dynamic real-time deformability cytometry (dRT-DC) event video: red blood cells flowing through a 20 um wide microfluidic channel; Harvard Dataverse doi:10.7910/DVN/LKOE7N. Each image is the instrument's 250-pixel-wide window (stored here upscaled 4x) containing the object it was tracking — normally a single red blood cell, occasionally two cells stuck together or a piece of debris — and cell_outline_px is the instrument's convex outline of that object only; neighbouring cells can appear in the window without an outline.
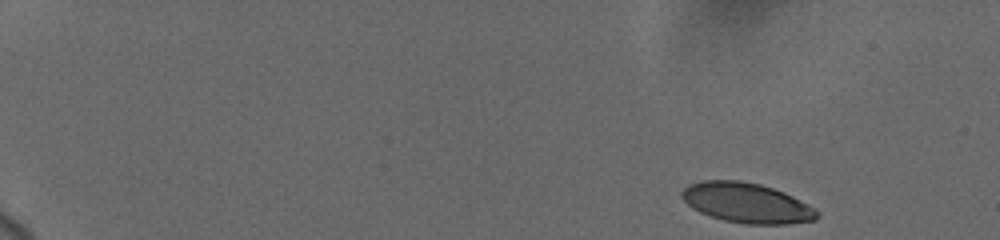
{"species": "human", "species_latin": "Homo sapiens", "temperature_condition": "cold", "stored_images_in_passage": 17, "camera_frame_rate_fps": 3000, "um_per_image_px": 0.085, "donor": {"sex": "female"}, "frame": {"image": 1, "passage_image": 1, "time_ms": 0.0, "image_size_px": [1000, 240], "cell_outline_px": [[820, 216], [816, 220], [788, 224], [748, 224], [724, 220], [700, 212], [692, 208], [680, 196], [680, 192], [688, 184], [700, 180], [740, 180], [760, 184], [784, 192], [792, 196], [820, 212]], "centroid_in_image_um": [63.45, 17.24], "position_along_channel_um": 21.5, "area_um2": 31.5}}
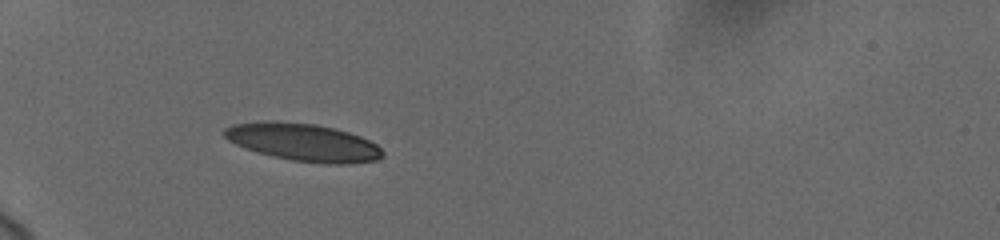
{"frame": {"image": 2, "passage_image": 16, "time_ms": 4.667, "image_size_px": [1000, 240], "cell_outline_px": [[384, 156], [376, 160], [348, 164], [328, 164], [292, 160], [272, 156], [236, 144], [228, 140], [220, 132], [224, 128], [232, 124], [268, 120], [276, 120], [316, 124], [348, 132], [360, 136], [376, 144], [384, 152]], "centroid_in_image_um": [25.76, 12.08], "position_along_channel_um": 59.2, "area_um2": 34.74}}